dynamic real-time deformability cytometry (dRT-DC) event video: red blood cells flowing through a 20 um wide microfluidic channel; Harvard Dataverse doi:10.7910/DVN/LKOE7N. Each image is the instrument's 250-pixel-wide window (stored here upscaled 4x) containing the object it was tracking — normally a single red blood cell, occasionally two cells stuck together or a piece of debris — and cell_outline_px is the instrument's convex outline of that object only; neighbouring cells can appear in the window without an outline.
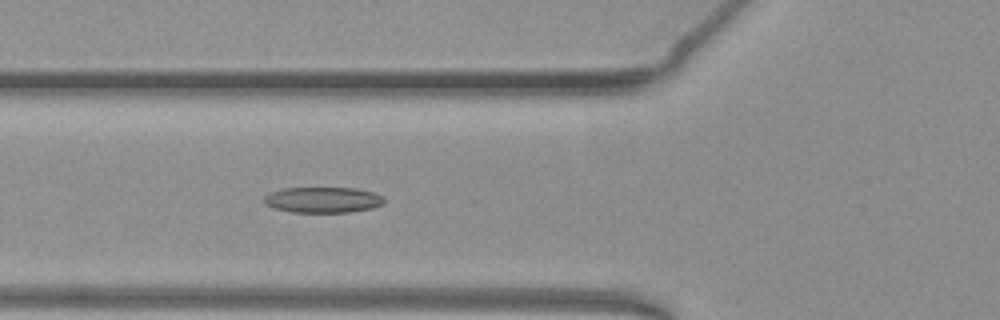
{"species": "common noctule bat (a hibernating species)", "species_latin": "Nyctalus noctula", "temperature_condition": "warm", "stored_images_in_passage": 42, "camera_frame_rate_fps": 3000, "um_per_image_px": 0.085, "animal": {"sex": "female", "body_mass_g": 19.3, "forearm_length_mm": 54.1}, "frame": {"image": 1, "passage_image": 9, "time_ms": 2.667, "image_size_px": [1000, 320], "cell_outline_px": [[384, 204], [372, 208], [348, 212], [292, 212], [276, 208], [264, 204], [264, 196], [268, 192], [284, 188], [356, 188], [372, 192], [380, 196], [384, 200]], "centroid_in_image_um": [27.41, 16.98], "position_along_channel_um": 98.4, "area_um2": 17.92}}
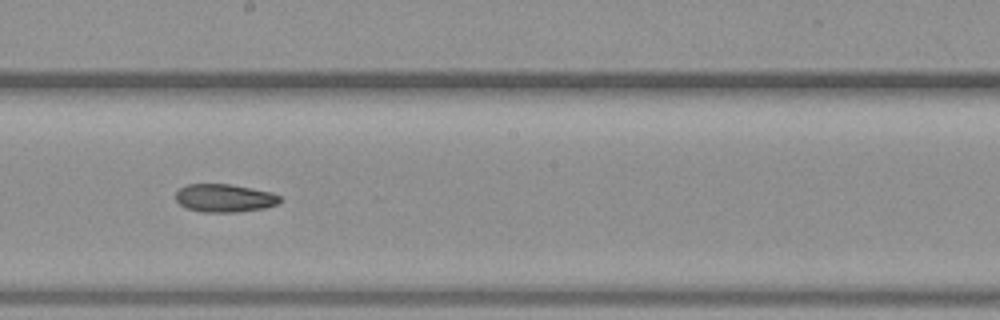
{"frame": {"image": 2, "passage_image": 19, "time_ms": 6.0, "image_size_px": [1000, 320], "cell_outline_px": [[280, 200], [276, 204], [264, 208], [236, 212], [204, 212], [188, 208], [180, 204], [176, 200], [176, 192], [180, 188], [188, 184], [228, 184], [272, 192], [280, 196]], "centroid_in_image_um": [19.07, 16.83], "position_along_channel_um": 229.1, "area_um2": 16.82}}
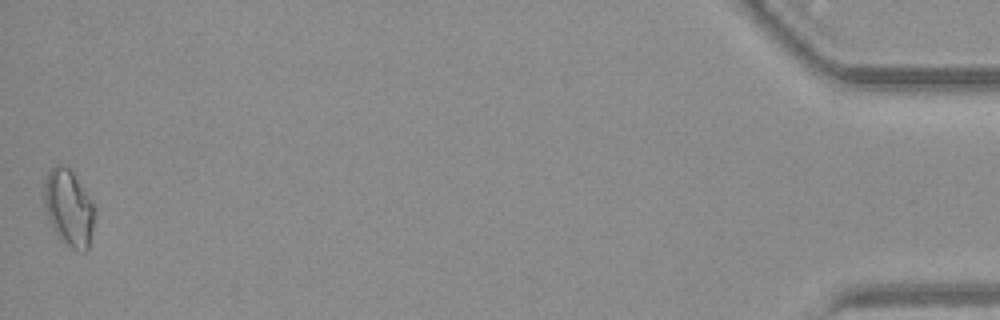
{"frame": {"image": 3, "passage_image": 42, "time_ms": 13.667, "image_size_px": [1000, 320], "cell_outline_px": [[92, 228], [88, 248], [84, 252], [72, 248], [64, 244], [56, 236], [44, 212], [44, 180], [48, 172], [56, 164], [60, 164], [68, 168], [72, 172], [92, 204]], "centroid_in_image_um": [5.76, 17.7], "position_along_channel_um": 429.4, "area_um2": 22.08}, "authors_computed_cell_mechanics": {"area_um2": 17.8024, "velocity_mm_per_s": 3.9088, "shape_relaxation_time_tau1_ms": null, "shape_relaxation_time_tau2_ms": 4.3381, "deformation_change_tau1": null, "deformation_change_tau2": 0.1064}}